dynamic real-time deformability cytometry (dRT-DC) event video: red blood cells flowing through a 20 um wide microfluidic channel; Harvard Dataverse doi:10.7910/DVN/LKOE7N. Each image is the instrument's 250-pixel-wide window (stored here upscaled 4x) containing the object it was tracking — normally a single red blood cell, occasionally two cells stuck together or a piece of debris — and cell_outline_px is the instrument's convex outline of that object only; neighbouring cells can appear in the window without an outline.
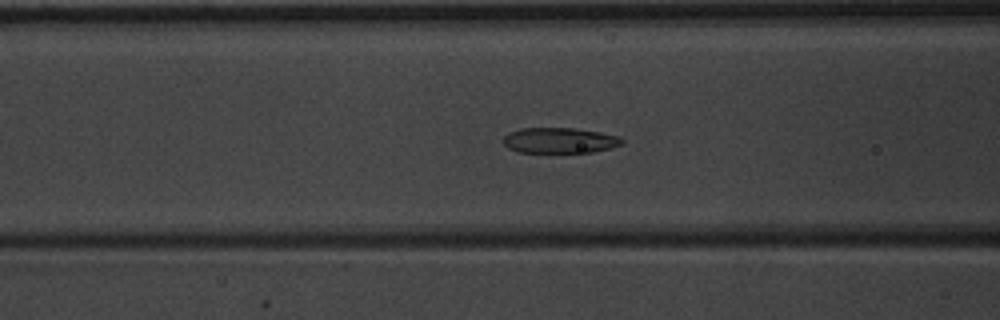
{"species": "common noctule bat (a hibernating species)", "species_latin": "Nyctalus noctula", "temperature_condition": "warm", "stored_images_in_passage": 35, "camera_frame_rate_fps": 3000, "um_per_image_px": 0.085, "animal": {"sex": "male", "body_mass_g": 20.1, "forearm_length_mm": 53.5}, "frame": {"image": 1, "passage_image": 5, "time_ms": 1.333, "image_size_px": [1000, 320], "cell_outline_px": [[624, 144], [612, 148], [592, 152], [516, 152], [508, 148], [504, 144], [504, 136], [508, 132], [520, 128], [576, 128], [600, 132], [620, 136], [624, 140]], "centroid_in_image_um": [47.6, 11.93], "position_along_channel_um": 119.0, "area_um2": 17.86}}
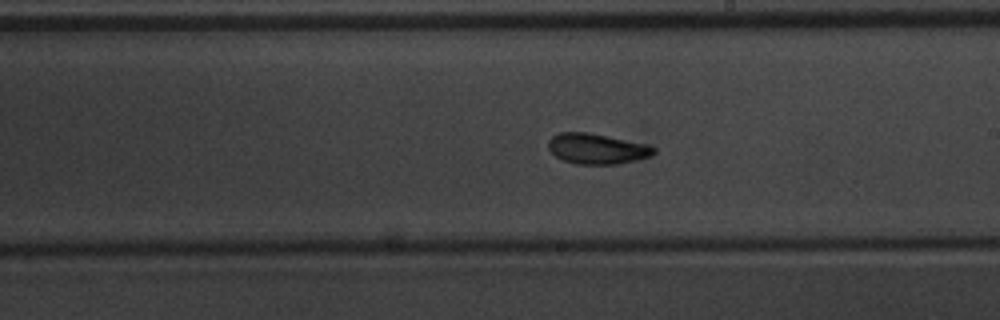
{"frame": {"image": 2, "passage_image": 14, "time_ms": 4.333, "image_size_px": [1000, 320], "cell_outline_px": [[656, 152], [652, 156], [636, 160], [616, 164], [576, 164], [564, 160], [556, 156], [548, 148], [548, 140], [552, 136], [560, 132], [588, 132], [648, 144], [656, 148]], "centroid_in_image_um": [50.76, 12.64], "position_along_channel_um": 238.2, "area_um2": 18.79}}
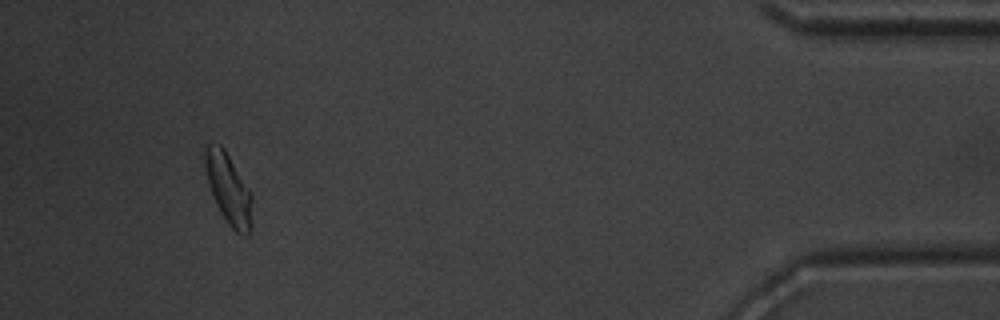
{"frame": {"image": 3, "passage_image": 32, "time_ms": 10.333, "image_size_px": [1000, 320], "cell_outline_px": [[252, 228], [248, 236], [244, 236], [236, 232], [228, 224], [220, 212], [212, 196], [208, 184], [204, 164], [204, 152], [208, 144], [220, 144], [224, 148], [252, 192]], "centroid_in_image_um": [19.45, 16.09], "position_along_channel_um": 415.8, "area_um2": 19.77}, "authors_computed_cell_mechanics": {"area_um2": 18.496, "velocity_mm_per_s": 3.9807, "shape_relaxation_time_tau1_ms": 3.4544, "shape_relaxation_time_tau2_ms": 1.4365, "deformation_change_tau1": 0.128, "deformation_change_tau2": 0.0821}}